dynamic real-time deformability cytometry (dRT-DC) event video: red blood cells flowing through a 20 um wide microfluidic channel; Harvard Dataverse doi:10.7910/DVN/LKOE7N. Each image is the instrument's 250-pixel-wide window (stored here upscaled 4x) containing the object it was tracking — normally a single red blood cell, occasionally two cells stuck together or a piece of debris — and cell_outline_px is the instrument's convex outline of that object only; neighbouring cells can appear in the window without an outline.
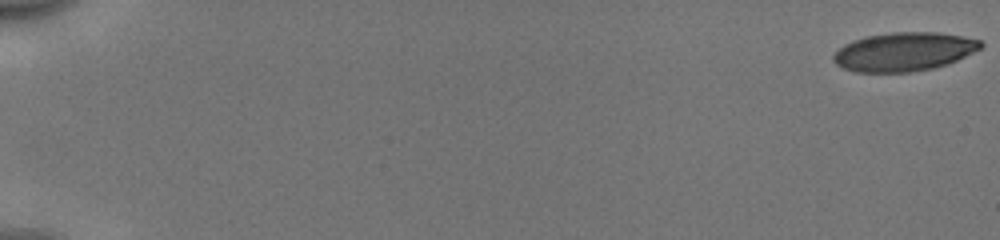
{"species": "human", "species_latin": "Homo sapiens", "temperature_condition": "cold", "stored_images_in_passage": 54, "camera_frame_rate_fps": 3000, "um_per_image_px": 0.085, "donor": {"sex": "male"}, "frame": {"image": 1, "passage_image": 1, "time_ms": 0.0, "image_size_px": [1000, 240], "cell_outline_px": [[984, 44], [980, 48], [948, 64], [932, 68], [912, 72], [856, 72], [844, 68], [836, 64], [832, 60], [832, 56], [844, 44], [852, 40], [868, 36], [892, 32], [936, 32], [960, 36], [980, 40]], "centroid_in_image_um": [76.8, 4.4], "position_along_channel_um": 8.2, "area_um2": 33.0}}
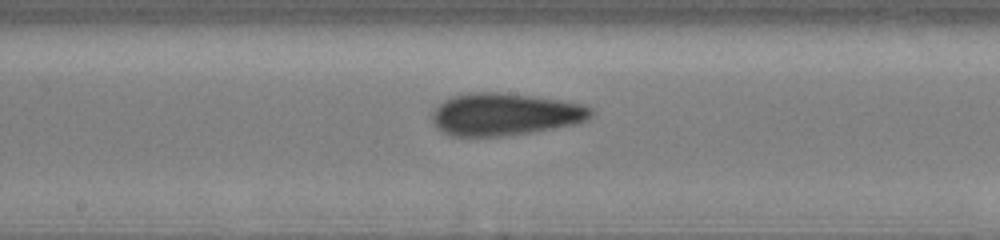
{"frame": {"image": 2, "passage_image": 31, "time_ms": 10.0, "image_size_px": [1000, 240], "cell_outline_px": [[592, 116], [588, 120], [576, 124], [532, 132], [500, 136], [456, 136], [444, 132], [432, 120], [432, 112], [444, 100], [452, 96], [472, 92], [500, 92], [532, 96], [560, 100], [580, 104], [592, 108]], "centroid_in_image_um": [42.94, 9.71], "position_along_channel_um": 205.3, "area_um2": 38.9}}
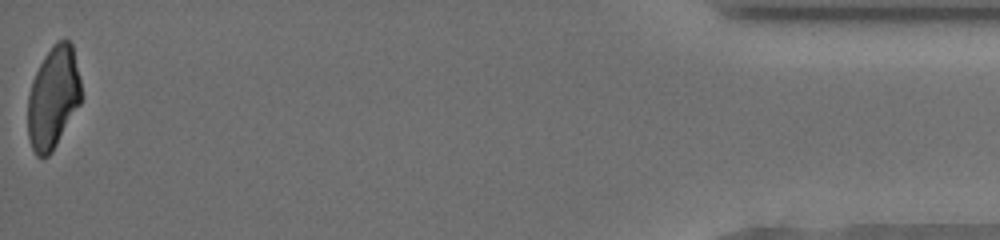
{"frame": {"image": 3, "passage_image": 54, "time_ms": 17.667, "image_size_px": [1000, 240], "cell_outline_px": [[80, 104], [52, 152], [48, 156], [36, 156], [32, 148], [28, 136], [28, 96], [32, 80], [44, 56], [52, 44], [56, 40], [68, 40], [72, 44], [80, 80]], "centroid_in_image_um": [4.51, 8.29], "position_along_channel_um": 430.7, "area_um2": 31.56}, "authors_computed_cell_mechanics": {"area_um2": 35.8649, "velocity_mm_per_s": 3.978, "shape_relaxation_time_tau1_ms": 4.9936, "shape_relaxation_time_tau2_ms": 2.2159, "deformation_change_tau1": 0.1453, "deformation_change_tau2": 0.0909}}